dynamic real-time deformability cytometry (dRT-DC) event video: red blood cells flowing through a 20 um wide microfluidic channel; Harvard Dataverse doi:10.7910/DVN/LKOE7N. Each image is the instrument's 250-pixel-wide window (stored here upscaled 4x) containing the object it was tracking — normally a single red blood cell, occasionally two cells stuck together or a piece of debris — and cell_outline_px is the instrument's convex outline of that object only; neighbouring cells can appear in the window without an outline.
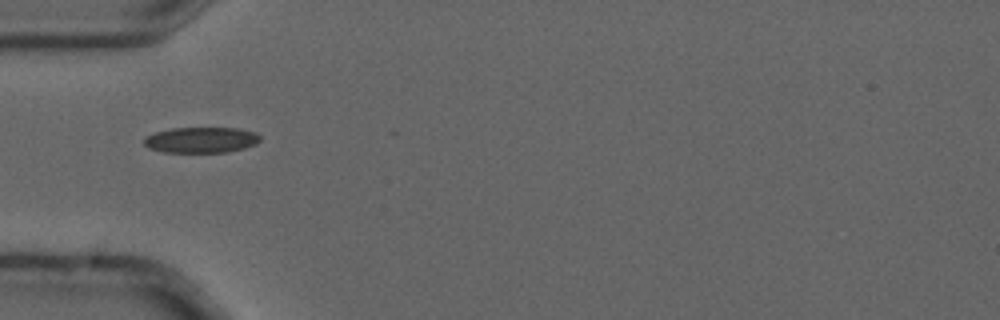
{"species": "common noctule bat (a hibernating species)", "species_latin": "Nyctalus noctula", "temperature_condition": "cold", "stored_images_in_passage": 4, "camera_frame_rate_fps": 3000, "um_per_image_px": 0.085, "animal": {"sex": "male", "forearm_length_mm": 52.5}, "frame": {"image": 1, "passage_image": 4, "time_ms": 1.0, "image_size_px": [1000, 320], "cell_outline_px": [[260, 140], [256, 144], [244, 148], [228, 152], [164, 152], [148, 148], [144, 144], [144, 140], [148, 136], [156, 132], [172, 128], [236, 128], [256, 132], [260, 136]], "centroid_in_image_um": [17.12, 11.9], "position_along_channel_um": 67.9, "area_um2": 17.34}}